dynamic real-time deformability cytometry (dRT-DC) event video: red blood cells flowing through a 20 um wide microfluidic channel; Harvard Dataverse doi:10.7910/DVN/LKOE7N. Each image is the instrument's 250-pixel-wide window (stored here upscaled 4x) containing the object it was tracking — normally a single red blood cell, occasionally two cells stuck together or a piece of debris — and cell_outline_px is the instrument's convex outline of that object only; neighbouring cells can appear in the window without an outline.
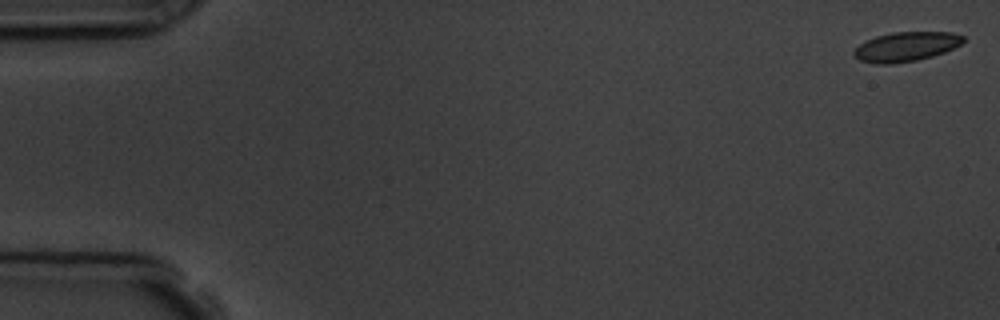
{"species": "common noctule bat (a hibernating species)", "species_latin": "Nyctalus noctula", "temperature_condition": "room temperature", "stored_images_in_passage": 5, "camera_frame_rate_fps": 3000, "um_per_image_px": 0.085, "animal": {"sex": "male", "body_mass_g": 19.5, "forearm_length_mm": 54.6}, "frame": {"image": 1, "passage_image": 1, "time_ms": 0.0, "image_size_px": [1000, 320], "cell_outline_px": [[968, 40], [944, 52], [932, 56], [916, 60], [892, 64], [876, 64], [860, 60], [852, 56], [852, 52], [860, 44], [876, 36], [892, 32], [952, 32], [964, 36]], "centroid_in_image_um": [77.01, 3.96], "position_along_channel_um": 8.0, "area_um2": 18.79}}
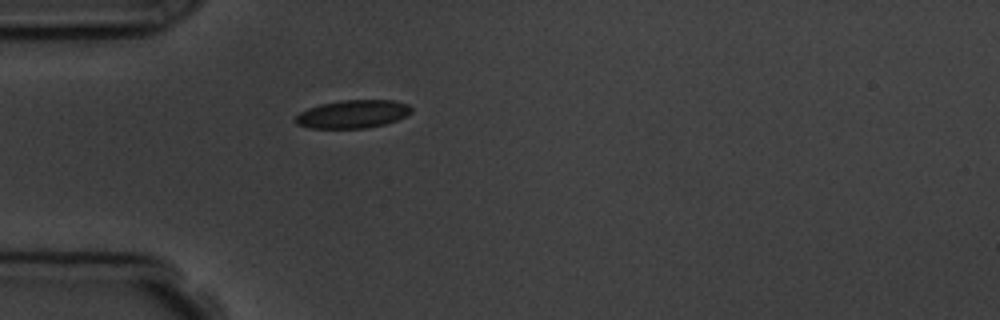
{"frame": {"image": 2, "passage_image": 5, "time_ms": 5.0, "image_size_px": [1000, 320], "cell_outline_px": [[412, 112], [396, 120], [384, 124], [364, 128], [308, 128], [296, 124], [292, 120], [300, 112], [308, 108], [320, 104], [344, 100], [392, 100], [408, 104], [412, 108]], "centroid_in_image_um": [29.94, 9.7], "position_along_channel_um": 55.1, "area_um2": 18.96}}